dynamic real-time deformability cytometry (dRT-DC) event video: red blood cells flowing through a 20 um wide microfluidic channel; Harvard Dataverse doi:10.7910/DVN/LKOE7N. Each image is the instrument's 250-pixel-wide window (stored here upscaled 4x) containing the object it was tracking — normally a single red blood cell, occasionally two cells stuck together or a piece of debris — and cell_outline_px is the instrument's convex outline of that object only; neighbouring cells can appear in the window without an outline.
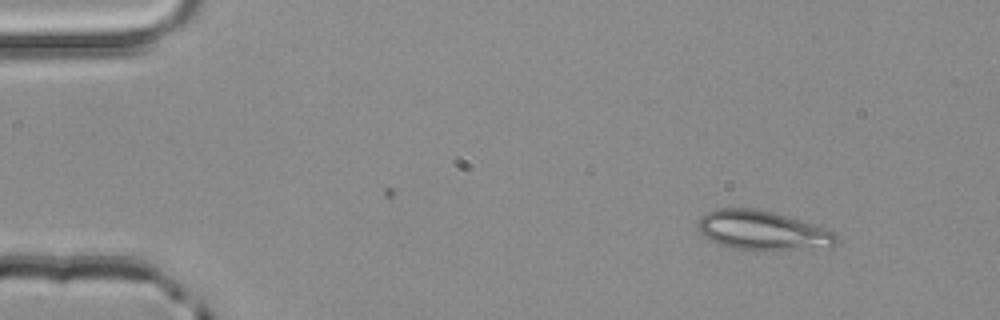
{"species": "common noctule bat (a hibernating species)", "species_latin": "Nyctalus noctula", "temperature_condition": "room temperature", "stored_images_in_passage": 2, "camera_frame_rate_fps": 3000, "um_per_image_px": 0.085, "animal": {"sex": "male", "body_mass_g": 20.4}, "frame": {"image": 1, "passage_image": 1, "time_ms": 0.0, "image_size_px": [1000, 320], "cell_outline_px": [[836, 244], [832, 248], [732, 248], [708, 240], [700, 232], [696, 224], [700, 216], [716, 208], [752, 208], [772, 212], [788, 216], [836, 232]], "centroid_in_image_um": [64.78, 19.56], "position_along_channel_um": 20.2, "area_um2": 31.1}}